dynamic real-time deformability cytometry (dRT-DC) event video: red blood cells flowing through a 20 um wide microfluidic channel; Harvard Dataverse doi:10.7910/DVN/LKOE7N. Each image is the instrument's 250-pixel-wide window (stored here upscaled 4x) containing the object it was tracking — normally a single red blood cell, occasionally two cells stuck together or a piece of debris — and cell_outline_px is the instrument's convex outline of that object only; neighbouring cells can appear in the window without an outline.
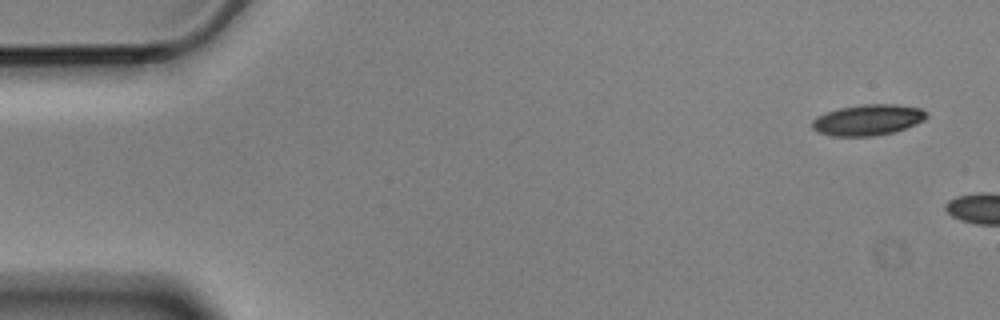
{"species": "Egyptian fruit bat (a non-hibernating species)", "species_latin": "Rousettus aegyptiacus", "temperature_condition": "cold", "stored_images_in_passage": 2, "camera_frame_rate_fps": 3000, "um_per_image_px": 0.085, "animal": {"sex": "male"}, "frame": {"image": 1, "passage_image": 1, "time_ms": 0.0, "image_size_px": [1000, 320], "cell_outline_px": [[928, 116], [924, 120], [916, 124], [892, 132], [872, 136], [832, 136], [816, 132], [812, 128], [812, 120], [816, 116], [840, 108], [864, 104], [896, 104], [920, 108], [928, 112]], "centroid_in_image_um": [73.76, 10.19], "position_along_channel_um": 11.2, "area_um2": 20.58}}